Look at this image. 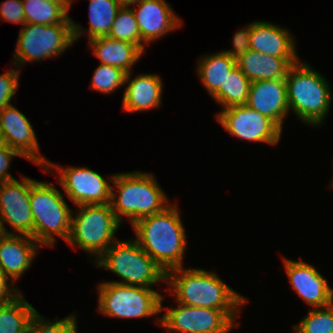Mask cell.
Segmentation results:
<instances>
[{
  "mask_svg": "<svg viewBox=\"0 0 333 333\" xmlns=\"http://www.w3.org/2000/svg\"><path fill=\"white\" fill-rule=\"evenodd\" d=\"M0 130L4 143L16 150L24 159L39 167L46 166L48 159L39 155L40 146L27 117L13 104L0 111Z\"/></svg>",
  "mask_w": 333,
  "mask_h": 333,
  "instance_id": "cell-14",
  "label": "cell"
},
{
  "mask_svg": "<svg viewBox=\"0 0 333 333\" xmlns=\"http://www.w3.org/2000/svg\"><path fill=\"white\" fill-rule=\"evenodd\" d=\"M109 38L136 44L140 48V31L131 7L122 6L108 34Z\"/></svg>",
  "mask_w": 333,
  "mask_h": 333,
  "instance_id": "cell-28",
  "label": "cell"
},
{
  "mask_svg": "<svg viewBox=\"0 0 333 333\" xmlns=\"http://www.w3.org/2000/svg\"><path fill=\"white\" fill-rule=\"evenodd\" d=\"M217 122L232 136L276 146L282 129L267 116L247 105L232 106L216 113Z\"/></svg>",
  "mask_w": 333,
  "mask_h": 333,
  "instance_id": "cell-12",
  "label": "cell"
},
{
  "mask_svg": "<svg viewBox=\"0 0 333 333\" xmlns=\"http://www.w3.org/2000/svg\"><path fill=\"white\" fill-rule=\"evenodd\" d=\"M3 144H4V140H3L2 133L0 130V145H3Z\"/></svg>",
  "mask_w": 333,
  "mask_h": 333,
  "instance_id": "cell-39",
  "label": "cell"
},
{
  "mask_svg": "<svg viewBox=\"0 0 333 333\" xmlns=\"http://www.w3.org/2000/svg\"><path fill=\"white\" fill-rule=\"evenodd\" d=\"M166 283L175 296L174 303L217 310H241L248 303L217 273L202 268L178 267L166 272Z\"/></svg>",
  "mask_w": 333,
  "mask_h": 333,
  "instance_id": "cell-2",
  "label": "cell"
},
{
  "mask_svg": "<svg viewBox=\"0 0 333 333\" xmlns=\"http://www.w3.org/2000/svg\"><path fill=\"white\" fill-rule=\"evenodd\" d=\"M121 7L117 0H90L89 29L86 31L83 28V30L80 25L72 20L74 41L77 42L81 35L85 33H88V41L108 36L111 25Z\"/></svg>",
  "mask_w": 333,
  "mask_h": 333,
  "instance_id": "cell-23",
  "label": "cell"
},
{
  "mask_svg": "<svg viewBox=\"0 0 333 333\" xmlns=\"http://www.w3.org/2000/svg\"><path fill=\"white\" fill-rule=\"evenodd\" d=\"M26 23L36 25L72 24L68 11L51 0H22Z\"/></svg>",
  "mask_w": 333,
  "mask_h": 333,
  "instance_id": "cell-26",
  "label": "cell"
},
{
  "mask_svg": "<svg viewBox=\"0 0 333 333\" xmlns=\"http://www.w3.org/2000/svg\"><path fill=\"white\" fill-rule=\"evenodd\" d=\"M126 74L120 68L100 64L94 71L90 88L103 94H111L125 85Z\"/></svg>",
  "mask_w": 333,
  "mask_h": 333,
  "instance_id": "cell-30",
  "label": "cell"
},
{
  "mask_svg": "<svg viewBox=\"0 0 333 333\" xmlns=\"http://www.w3.org/2000/svg\"><path fill=\"white\" fill-rule=\"evenodd\" d=\"M112 182L110 205L120 223H123L125 216L133 225L170 205L169 198L151 173H117ZM114 189H117L115 193Z\"/></svg>",
  "mask_w": 333,
  "mask_h": 333,
  "instance_id": "cell-3",
  "label": "cell"
},
{
  "mask_svg": "<svg viewBox=\"0 0 333 333\" xmlns=\"http://www.w3.org/2000/svg\"><path fill=\"white\" fill-rule=\"evenodd\" d=\"M3 234V230H2V227H1V223H0V235Z\"/></svg>",
  "mask_w": 333,
  "mask_h": 333,
  "instance_id": "cell-40",
  "label": "cell"
},
{
  "mask_svg": "<svg viewBox=\"0 0 333 333\" xmlns=\"http://www.w3.org/2000/svg\"><path fill=\"white\" fill-rule=\"evenodd\" d=\"M89 42L93 55L100 60V64H106L122 69L126 73L132 72V67L145 53L136 44L112 38L98 37Z\"/></svg>",
  "mask_w": 333,
  "mask_h": 333,
  "instance_id": "cell-22",
  "label": "cell"
},
{
  "mask_svg": "<svg viewBox=\"0 0 333 333\" xmlns=\"http://www.w3.org/2000/svg\"><path fill=\"white\" fill-rule=\"evenodd\" d=\"M235 67L236 60L223 51H219L203 55L196 71L198 79L212 97L219 87H223L224 80Z\"/></svg>",
  "mask_w": 333,
  "mask_h": 333,
  "instance_id": "cell-24",
  "label": "cell"
},
{
  "mask_svg": "<svg viewBox=\"0 0 333 333\" xmlns=\"http://www.w3.org/2000/svg\"><path fill=\"white\" fill-rule=\"evenodd\" d=\"M51 1L59 3L61 6H63L69 12L70 8H71V4L75 0H51Z\"/></svg>",
  "mask_w": 333,
  "mask_h": 333,
  "instance_id": "cell-37",
  "label": "cell"
},
{
  "mask_svg": "<svg viewBox=\"0 0 333 333\" xmlns=\"http://www.w3.org/2000/svg\"><path fill=\"white\" fill-rule=\"evenodd\" d=\"M287 28L270 22L251 23L250 49L277 58H298L295 37Z\"/></svg>",
  "mask_w": 333,
  "mask_h": 333,
  "instance_id": "cell-20",
  "label": "cell"
},
{
  "mask_svg": "<svg viewBox=\"0 0 333 333\" xmlns=\"http://www.w3.org/2000/svg\"><path fill=\"white\" fill-rule=\"evenodd\" d=\"M22 157L16 150L10 148L7 144L0 145V182L16 179L10 172V163L14 157Z\"/></svg>",
  "mask_w": 333,
  "mask_h": 333,
  "instance_id": "cell-35",
  "label": "cell"
},
{
  "mask_svg": "<svg viewBox=\"0 0 333 333\" xmlns=\"http://www.w3.org/2000/svg\"><path fill=\"white\" fill-rule=\"evenodd\" d=\"M132 73L125 78L122 109L125 112H143L160 107L162 104L163 81L157 74H139L133 79Z\"/></svg>",
  "mask_w": 333,
  "mask_h": 333,
  "instance_id": "cell-19",
  "label": "cell"
},
{
  "mask_svg": "<svg viewBox=\"0 0 333 333\" xmlns=\"http://www.w3.org/2000/svg\"><path fill=\"white\" fill-rule=\"evenodd\" d=\"M177 305L175 308L161 305V311L166 313L157 317V325L172 333H228L239 328L236 319L241 310Z\"/></svg>",
  "mask_w": 333,
  "mask_h": 333,
  "instance_id": "cell-10",
  "label": "cell"
},
{
  "mask_svg": "<svg viewBox=\"0 0 333 333\" xmlns=\"http://www.w3.org/2000/svg\"><path fill=\"white\" fill-rule=\"evenodd\" d=\"M75 43L72 24L36 25L26 23L18 33L12 63L18 68L64 54Z\"/></svg>",
  "mask_w": 333,
  "mask_h": 333,
  "instance_id": "cell-9",
  "label": "cell"
},
{
  "mask_svg": "<svg viewBox=\"0 0 333 333\" xmlns=\"http://www.w3.org/2000/svg\"><path fill=\"white\" fill-rule=\"evenodd\" d=\"M98 309L115 318H148L162 314L164 296L158 291L135 285L113 282L98 284Z\"/></svg>",
  "mask_w": 333,
  "mask_h": 333,
  "instance_id": "cell-8",
  "label": "cell"
},
{
  "mask_svg": "<svg viewBox=\"0 0 333 333\" xmlns=\"http://www.w3.org/2000/svg\"><path fill=\"white\" fill-rule=\"evenodd\" d=\"M36 312L22 293L14 300L0 304V333H28L31 319Z\"/></svg>",
  "mask_w": 333,
  "mask_h": 333,
  "instance_id": "cell-25",
  "label": "cell"
},
{
  "mask_svg": "<svg viewBox=\"0 0 333 333\" xmlns=\"http://www.w3.org/2000/svg\"><path fill=\"white\" fill-rule=\"evenodd\" d=\"M39 247L31 236L22 234L0 235V269L16 283L31 267Z\"/></svg>",
  "mask_w": 333,
  "mask_h": 333,
  "instance_id": "cell-18",
  "label": "cell"
},
{
  "mask_svg": "<svg viewBox=\"0 0 333 333\" xmlns=\"http://www.w3.org/2000/svg\"><path fill=\"white\" fill-rule=\"evenodd\" d=\"M77 207V211L72 213L71 230L67 243L73 248L78 246L90 254V257L93 255L95 262L117 241L115 234L121 223L115 217L110 203Z\"/></svg>",
  "mask_w": 333,
  "mask_h": 333,
  "instance_id": "cell-7",
  "label": "cell"
},
{
  "mask_svg": "<svg viewBox=\"0 0 333 333\" xmlns=\"http://www.w3.org/2000/svg\"><path fill=\"white\" fill-rule=\"evenodd\" d=\"M13 285L12 280L0 269V304L10 302L21 294Z\"/></svg>",
  "mask_w": 333,
  "mask_h": 333,
  "instance_id": "cell-36",
  "label": "cell"
},
{
  "mask_svg": "<svg viewBox=\"0 0 333 333\" xmlns=\"http://www.w3.org/2000/svg\"><path fill=\"white\" fill-rule=\"evenodd\" d=\"M136 4L138 7H136ZM132 9L140 31V49L182 26V21L165 0H140ZM134 6V8H133ZM136 7V8H135Z\"/></svg>",
  "mask_w": 333,
  "mask_h": 333,
  "instance_id": "cell-16",
  "label": "cell"
},
{
  "mask_svg": "<svg viewBox=\"0 0 333 333\" xmlns=\"http://www.w3.org/2000/svg\"><path fill=\"white\" fill-rule=\"evenodd\" d=\"M18 69V70H17ZM21 69H11L0 74V111L11 104L19 86V77Z\"/></svg>",
  "mask_w": 333,
  "mask_h": 333,
  "instance_id": "cell-32",
  "label": "cell"
},
{
  "mask_svg": "<svg viewBox=\"0 0 333 333\" xmlns=\"http://www.w3.org/2000/svg\"><path fill=\"white\" fill-rule=\"evenodd\" d=\"M293 329L294 333H333V302L325 307L310 308Z\"/></svg>",
  "mask_w": 333,
  "mask_h": 333,
  "instance_id": "cell-29",
  "label": "cell"
},
{
  "mask_svg": "<svg viewBox=\"0 0 333 333\" xmlns=\"http://www.w3.org/2000/svg\"><path fill=\"white\" fill-rule=\"evenodd\" d=\"M299 58H277L249 49L236 59V66L251 81L285 79L290 67Z\"/></svg>",
  "mask_w": 333,
  "mask_h": 333,
  "instance_id": "cell-21",
  "label": "cell"
},
{
  "mask_svg": "<svg viewBox=\"0 0 333 333\" xmlns=\"http://www.w3.org/2000/svg\"><path fill=\"white\" fill-rule=\"evenodd\" d=\"M180 216L177 204L172 203L131 225L134 240L165 273L183 267L187 236Z\"/></svg>",
  "mask_w": 333,
  "mask_h": 333,
  "instance_id": "cell-1",
  "label": "cell"
},
{
  "mask_svg": "<svg viewBox=\"0 0 333 333\" xmlns=\"http://www.w3.org/2000/svg\"><path fill=\"white\" fill-rule=\"evenodd\" d=\"M94 264L113 272L122 280L107 282L153 289L154 285L166 281V273L133 238L117 240Z\"/></svg>",
  "mask_w": 333,
  "mask_h": 333,
  "instance_id": "cell-6",
  "label": "cell"
},
{
  "mask_svg": "<svg viewBox=\"0 0 333 333\" xmlns=\"http://www.w3.org/2000/svg\"><path fill=\"white\" fill-rule=\"evenodd\" d=\"M247 25L233 35V49L223 50L224 53L233 57L235 60L240 56L245 55L250 49L251 23Z\"/></svg>",
  "mask_w": 333,
  "mask_h": 333,
  "instance_id": "cell-34",
  "label": "cell"
},
{
  "mask_svg": "<svg viewBox=\"0 0 333 333\" xmlns=\"http://www.w3.org/2000/svg\"><path fill=\"white\" fill-rule=\"evenodd\" d=\"M0 19L24 26V6L22 0H5L0 4Z\"/></svg>",
  "mask_w": 333,
  "mask_h": 333,
  "instance_id": "cell-33",
  "label": "cell"
},
{
  "mask_svg": "<svg viewBox=\"0 0 333 333\" xmlns=\"http://www.w3.org/2000/svg\"><path fill=\"white\" fill-rule=\"evenodd\" d=\"M30 206L34 222V240L40 246L53 247L56 236L68 241L73 210L68 207L57 187L30 178Z\"/></svg>",
  "mask_w": 333,
  "mask_h": 333,
  "instance_id": "cell-5",
  "label": "cell"
},
{
  "mask_svg": "<svg viewBox=\"0 0 333 333\" xmlns=\"http://www.w3.org/2000/svg\"><path fill=\"white\" fill-rule=\"evenodd\" d=\"M288 106L304 124L322 125L330 111L332 90L325 76L308 62L294 63L285 78Z\"/></svg>",
  "mask_w": 333,
  "mask_h": 333,
  "instance_id": "cell-4",
  "label": "cell"
},
{
  "mask_svg": "<svg viewBox=\"0 0 333 333\" xmlns=\"http://www.w3.org/2000/svg\"><path fill=\"white\" fill-rule=\"evenodd\" d=\"M288 258L283 259L285 272L292 289L312 308H320L333 302V289L321 273L311 264Z\"/></svg>",
  "mask_w": 333,
  "mask_h": 333,
  "instance_id": "cell-15",
  "label": "cell"
},
{
  "mask_svg": "<svg viewBox=\"0 0 333 333\" xmlns=\"http://www.w3.org/2000/svg\"><path fill=\"white\" fill-rule=\"evenodd\" d=\"M117 1L121 6L131 7L132 5L138 3L140 0H117Z\"/></svg>",
  "mask_w": 333,
  "mask_h": 333,
  "instance_id": "cell-38",
  "label": "cell"
},
{
  "mask_svg": "<svg viewBox=\"0 0 333 333\" xmlns=\"http://www.w3.org/2000/svg\"><path fill=\"white\" fill-rule=\"evenodd\" d=\"M43 168L46 173L58 171V183L76 206L110 203L112 184L109 182L115 174L109 176L107 182L100 173L87 167H63L48 161Z\"/></svg>",
  "mask_w": 333,
  "mask_h": 333,
  "instance_id": "cell-11",
  "label": "cell"
},
{
  "mask_svg": "<svg viewBox=\"0 0 333 333\" xmlns=\"http://www.w3.org/2000/svg\"><path fill=\"white\" fill-rule=\"evenodd\" d=\"M76 318L75 314H69L63 319L50 321L37 311L31 319L28 333H78Z\"/></svg>",
  "mask_w": 333,
  "mask_h": 333,
  "instance_id": "cell-31",
  "label": "cell"
},
{
  "mask_svg": "<svg viewBox=\"0 0 333 333\" xmlns=\"http://www.w3.org/2000/svg\"><path fill=\"white\" fill-rule=\"evenodd\" d=\"M273 120L283 129L289 106L285 79L251 82L246 104Z\"/></svg>",
  "mask_w": 333,
  "mask_h": 333,
  "instance_id": "cell-17",
  "label": "cell"
},
{
  "mask_svg": "<svg viewBox=\"0 0 333 333\" xmlns=\"http://www.w3.org/2000/svg\"><path fill=\"white\" fill-rule=\"evenodd\" d=\"M251 81L236 66L226 77L223 87L212 96L222 110L232 106L244 105L247 102Z\"/></svg>",
  "mask_w": 333,
  "mask_h": 333,
  "instance_id": "cell-27",
  "label": "cell"
},
{
  "mask_svg": "<svg viewBox=\"0 0 333 333\" xmlns=\"http://www.w3.org/2000/svg\"><path fill=\"white\" fill-rule=\"evenodd\" d=\"M0 182V223L5 234L29 235L34 239V222L30 206V178ZM4 222L13 231H7ZM15 232V233H14ZM17 232V233H16Z\"/></svg>",
  "mask_w": 333,
  "mask_h": 333,
  "instance_id": "cell-13",
  "label": "cell"
}]
</instances>
